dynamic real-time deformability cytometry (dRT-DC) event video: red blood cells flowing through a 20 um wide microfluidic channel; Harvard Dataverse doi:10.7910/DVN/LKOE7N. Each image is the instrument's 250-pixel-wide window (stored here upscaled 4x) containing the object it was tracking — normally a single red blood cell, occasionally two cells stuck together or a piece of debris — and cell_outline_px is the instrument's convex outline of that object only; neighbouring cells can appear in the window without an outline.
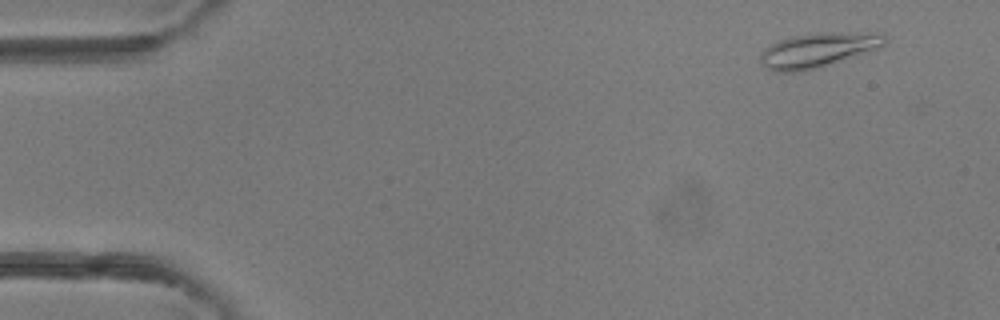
{"species": "common noctule bat (a hibernating species)", "species_latin": "Nyctalus noctula", "temperature_condition": "room temperature", "stored_images_in_passage": 4, "camera_frame_rate_fps": 3000, "um_per_image_px": 0.085, "animal": {"sex": "female"}, "frame": {"image": 1, "passage_image": 2, "time_ms": 1.0, "image_size_px": [1000, 320], "cell_outline_px": [[888, 40], [884, 48], [820, 68], [800, 72], [776, 72], [768, 68], [760, 60], [760, 56], [776, 40], [792, 36], [856, 32], [884, 32]], "centroid_in_image_um": [69.68, 4.27], "position_along_channel_um": 15.3, "area_um2": 25.26}}